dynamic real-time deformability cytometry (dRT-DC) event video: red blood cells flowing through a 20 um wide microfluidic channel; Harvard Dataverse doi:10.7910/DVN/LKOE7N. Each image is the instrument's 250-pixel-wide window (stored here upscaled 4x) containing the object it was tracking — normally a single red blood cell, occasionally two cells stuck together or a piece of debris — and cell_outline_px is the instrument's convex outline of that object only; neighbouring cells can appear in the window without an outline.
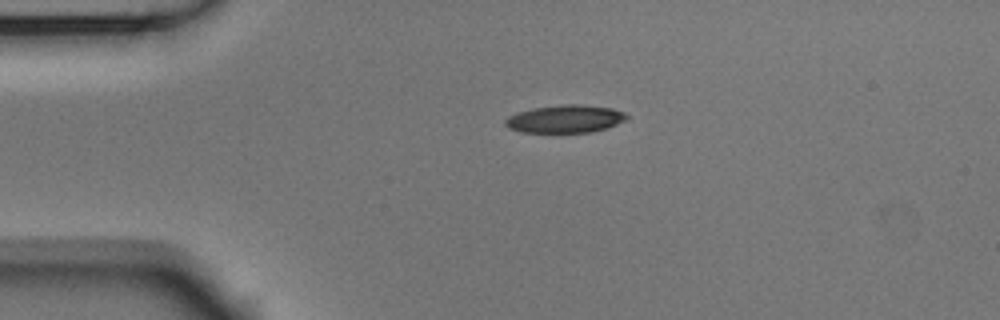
{"species": "Egyptian fruit bat (a non-hibernating species)", "species_latin": "Rousettus aegyptiacus", "temperature_condition": "room temperature", "stored_images_in_passage": 43, "camera_frame_rate_fps": 3000, "um_per_image_px": 0.085, "animal": {"sex": "male"}, "frame": {"image": 1, "passage_image": 1, "time_ms": 0.0, "image_size_px": [1000, 320], "cell_outline_px": [[628, 116], [624, 120], [616, 124], [592, 132], [520, 132], [508, 128], [504, 124], [504, 120], [508, 116], [516, 112], [532, 108], [564, 104], [580, 104], [612, 108], [624, 112]], "centroid_in_image_um": [47.98, 10.1], "position_along_channel_um": 37.0, "area_um2": 19.65}}
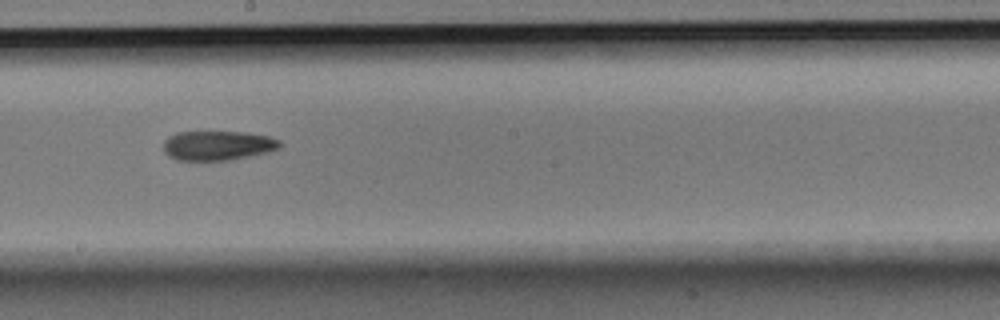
{"frame": {"image": 2, "passage_image": 19, "time_ms": 6.0, "image_size_px": [1000, 320], "cell_outline_px": [[280, 148], [248, 156], [228, 160], [176, 160], [168, 156], [164, 152], [164, 140], [168, 136], [176, 132], [244, 132], [268, 136], [280, 140]], "centroid_in_image_um": [18.45, 12.36], "position_along_channel_um": 229.7, "area_um2": 19.88}}
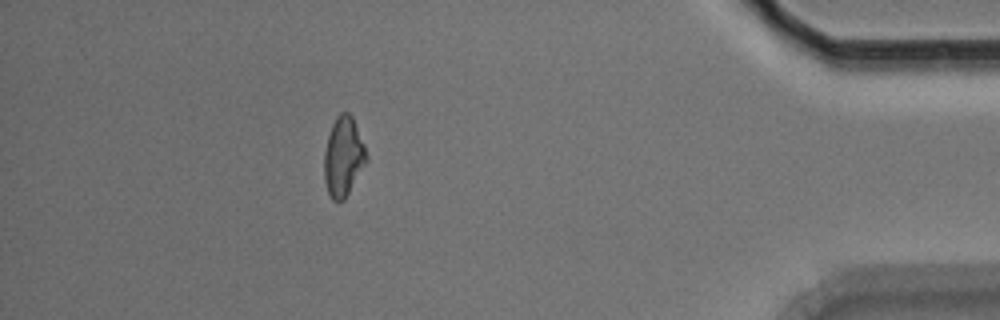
{"frame": {"image": 3, "passage_image": 37, "time_ms": 12.0, "image_size_px": [1000, 320], "cell_outline_px": [[368, 160], [344, 200], [336, 204], [332, 200], [328, 192], [324, 180], [324, 152], [328, 136], [332, 124], [336, 116], [340, 112], [348, 112], [352, 116], [364, 144], [368, 156]], "centroid_in_image_um": [29.18, 13.34], "position_along_channel_um": 406.0, "area_um2": 19.71}, "authors_computed_cell_mechanics": {"area_um2": 20.0566, "velocity_mm_per_s": 3.7435, "shape_relaxation_time_tau1_ms": 6.7314, "shape_relaxation_time_tau2_ms": 5.8248, "deformation_change_tau1": 0.1488, "deformation_change_tau2": 0.1466}}